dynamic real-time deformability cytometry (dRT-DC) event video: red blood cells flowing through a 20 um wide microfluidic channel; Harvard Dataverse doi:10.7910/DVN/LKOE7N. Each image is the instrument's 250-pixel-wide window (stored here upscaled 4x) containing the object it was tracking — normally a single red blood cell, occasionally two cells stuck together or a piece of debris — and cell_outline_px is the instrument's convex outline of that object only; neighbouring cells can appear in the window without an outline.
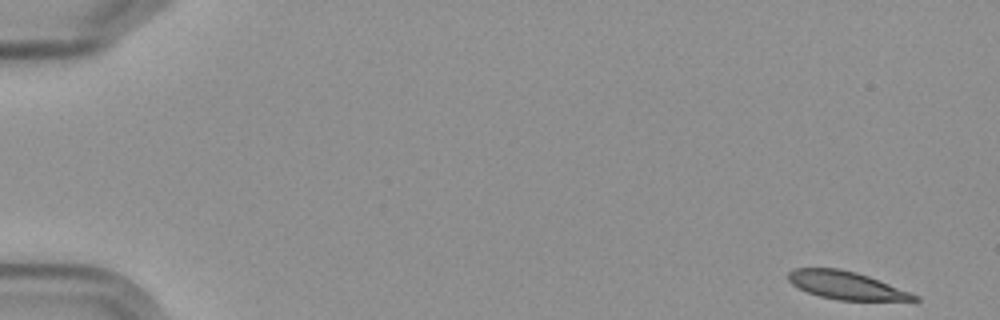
{"species": "Egyptian fruit bat (a non-hibernating species)", "species_latin": "Rousettus aegyptiacus", "temperature_condition": "cold", "stored_images_in_passage": 6, "camera_frame_rate_fps": 3000, "um_per_image_px": 0.085, "frame": {"image": 1, "passage_image": 1, "time_ms": 0.0, "image_size_px": [1000, 320], "cell_outline_px": [[920, 300], [840, 300], [820, 296], [808, 292], [792, 284], [788, 280], [788, 272], [792, 268], [840, 268], [856, 272], [880, 280], [920, 296]], "centroid_in_image_um": [71.92, 24.24], "position_along_channel_um": 13.1, "area_um2": 20.35}}
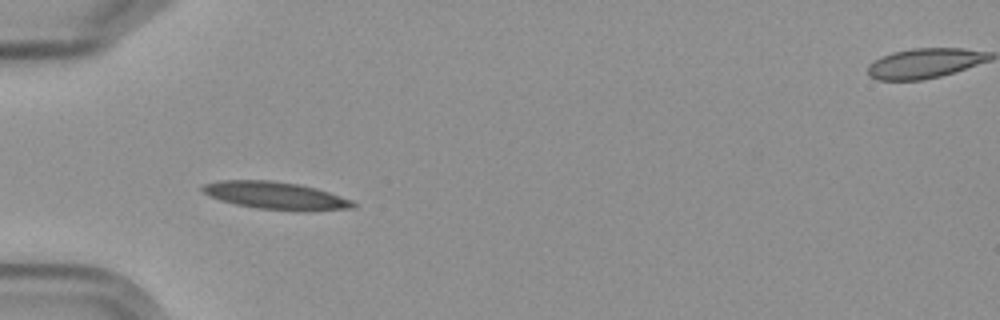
{"frame": {"image": 2, "passage_image": 5, "time_ms": 5.333, "image_size_px": [1000, 320], "cell_outline_px": [[356, 208], [260, 208], [236, 204], [220, 200], [208, 196], [200, 188], [204, 184], [220, 180], [272, 180], [300, 184], [316, 188], [352, 200], [356, 204]], "centroid_in_image_um": [23.31, 16.56], "position_along_channel_um": 61.7, "area_um2": 22.95}}